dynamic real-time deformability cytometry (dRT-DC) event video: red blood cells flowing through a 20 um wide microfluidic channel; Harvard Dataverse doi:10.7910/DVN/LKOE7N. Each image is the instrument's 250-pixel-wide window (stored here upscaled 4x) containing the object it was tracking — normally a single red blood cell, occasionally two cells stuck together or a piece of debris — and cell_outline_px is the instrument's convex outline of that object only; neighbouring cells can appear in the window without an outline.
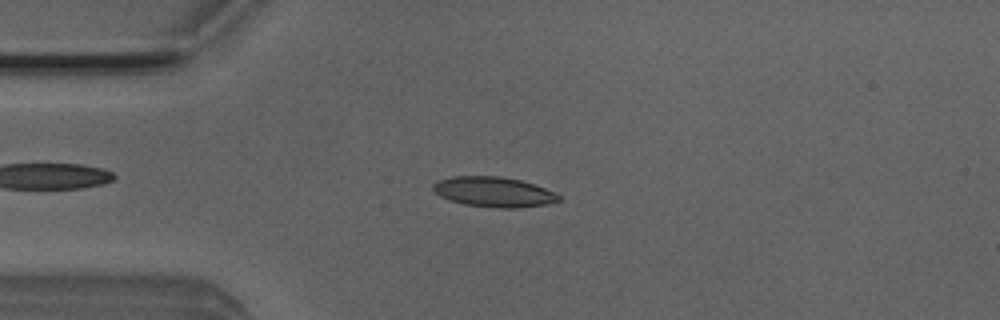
{"species": "Egyptian fruit bat (a non-hibernating species)", "species_latin": "Rousettus aegyptiacus", "temperature_condition": "room temperature", "stored_images_in_passage": 51, "camera_frame_rate_fps": 3000, "um_per_image_px": 0.085, "animal": {"sex": "male"}, "frame": {"image": 1, "passage_image": 12, "time_ms": 3.667, "image_size_px": [1000, 320], "cell_outline_px": [[560, 200], [548, 204], [520, 208], [496, 208], [464, 204], [440, 196], [432, 188], [432, 184], [436, 180], [452, 176], [500, 176], [520, 180], [544, 188], [560, 196]], "centroid_in_image_um": [41.94, 16.31], "position_along_channel_um": 43.1, "area_um2": 21.96}}
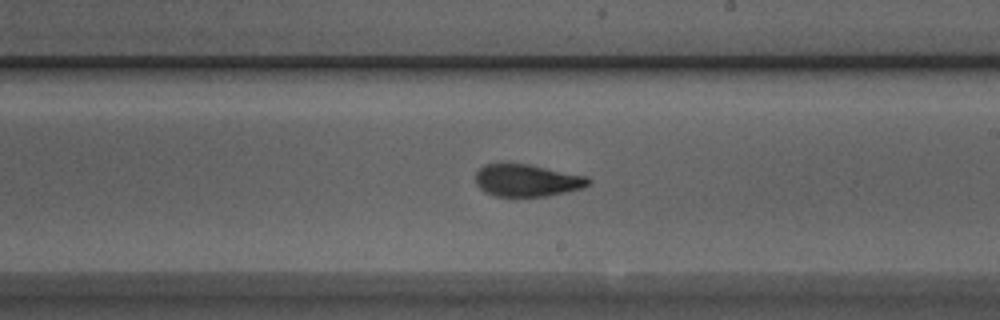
{"frame": {"image": 2, "passage_image": 29, "time_ms": 9.333, "image_size_px": [1000, 320], "cell_outline_px": [[592, 180], [584, 188], [548, 196], [496, 196], [484, 192], [476, 184], [476, 172], [484, 164], [528, 164], [588, 176]], "centroid_in_image_um": [44.82, 15.34], "position_along_channel_um": 244.2, "area_um2": 21.21}}
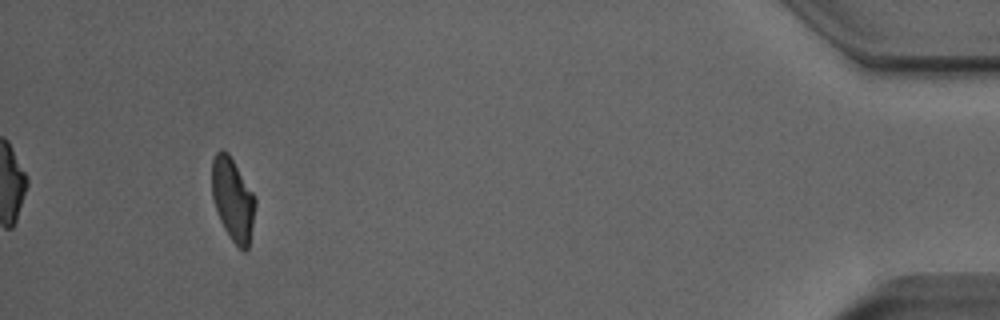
{"frame": {"image": 3, "passage_image": 48, "time_ms": 15.667, "image_size_px": [1000, 320], "cell_outline_px": [[256, 204], [248, 248], [244, 252], [228, 236], [220, 220], [212, 196], [212, 160], [216, 152], [220, 148], [228, 152], [256, 196]], "centroid_in_image_um": [19.79, 16.91], "position_along_channel_um": 415.4, "area_um2": 20.98}, "authors_computed_cell_mechanics": {"area_um2": 21.6172, "velocity_mm_per_s": 3.8886, "shape_relaxation_time_tau1_ms": 7.6496, "shape_relaxation_time_tau2_ms": 1.4489, "deformation_change_tau1": 0.2167, "deformation_change_tau2": 0.0765}}